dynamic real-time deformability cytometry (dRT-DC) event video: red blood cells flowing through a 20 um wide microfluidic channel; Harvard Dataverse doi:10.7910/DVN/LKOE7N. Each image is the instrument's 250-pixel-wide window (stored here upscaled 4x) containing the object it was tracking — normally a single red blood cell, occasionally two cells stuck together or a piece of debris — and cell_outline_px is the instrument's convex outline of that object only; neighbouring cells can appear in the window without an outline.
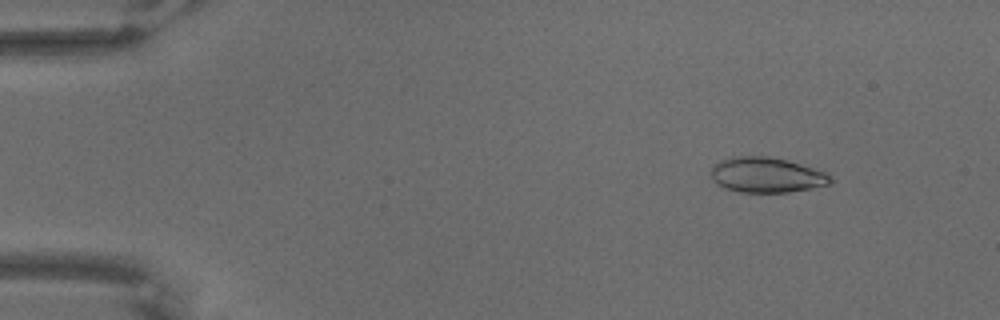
{"species": "common noctule bat (a hibernating species)", "species_latin": "Nyctalus noctula", "temperature_condition": "warm", "stored_images_in_passage": 67, "camera_frame_rate_fps": 3000, "um_per_image_px": 0.085, "animal": {"sex": "male", "body_mass_g": 18.8}, "frame": {"image": 1, "passage_image": 8, "time_ms": 2.333, "image_size_px": [1000, 320], "cell_outline_px": [[832, 184], [812, 188], [788, 192], [740, 192], [724, 188], [716, 184], [712, 180], [712, 168], [720, 160], [736, 156], [768, 156], [788, 160], [824, 172], [832, 180]], "centroid_in_image_um": [65.14, 14.88], "position_along_channel_um": 19.9, "area_um2": 24.39}}
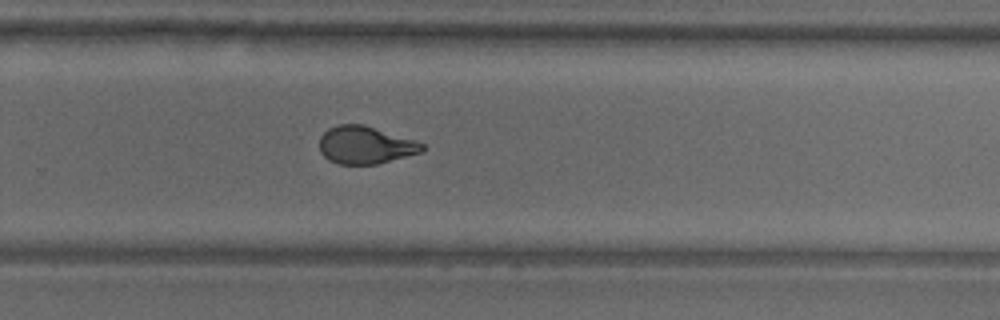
{"frame": {"image": 2, "passage_image": 45, "time_ms": 14.667, "image_size_px": [1000, 320], "cell_outline_px": [[424, 148], [420, 152], [376, 164], [340, 164], [328, 160], [320, 152], [320, 136], [328, 128], [340, 124], [364, 124], [424, 144]], "centroid_in_image_um": [30.99, 12.32], "position_along_channel_um": 298.8, "area_um2": 22.14}}
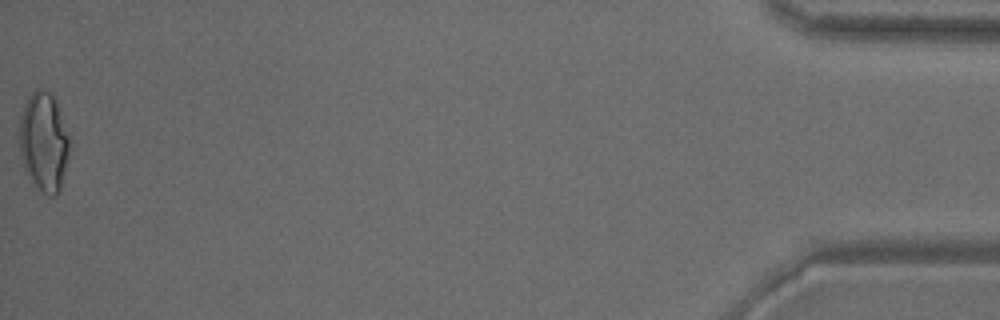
{"frame": {"image": 3, "passage_image": 67, "time_ms": 22.0, "image_size_px": [1000, 320], "cell_outline_px": [[68, 156], [60, 192], [56, 196], [48, 196], [36, 188], [24, 168], [20, 156], [20, 116], [24, 104], [28, 96], [36, 88], [40, 88], [52, 92], [68, 136]], "centroid_in_image_um": [3.7, 12.07], "position_along_channel_um": 431.5, "area_um2": 28.84}}